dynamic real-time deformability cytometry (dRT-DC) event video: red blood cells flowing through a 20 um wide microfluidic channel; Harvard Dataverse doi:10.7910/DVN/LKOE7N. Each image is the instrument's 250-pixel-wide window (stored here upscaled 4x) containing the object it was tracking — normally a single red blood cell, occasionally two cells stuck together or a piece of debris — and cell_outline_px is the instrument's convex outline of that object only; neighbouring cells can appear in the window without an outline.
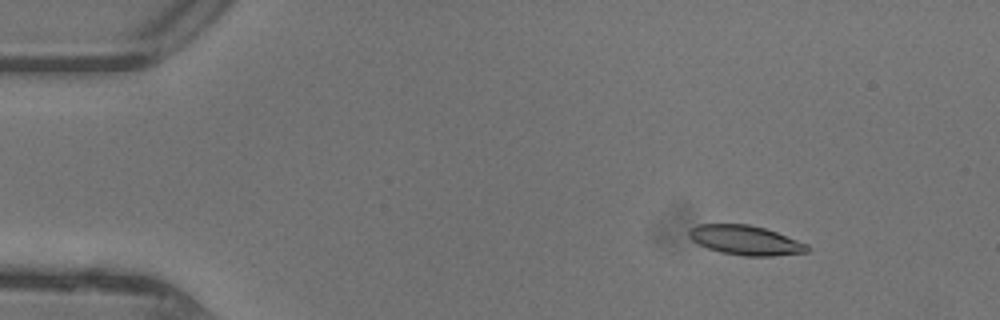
{"species": "common noctule bat (a hibernating species)", "species_latin": "Nyctalus noctula", "temperature_condition": "warm", "stored_images_in_passage": 42, "camera_frame_rate_fps": 3000, "um_per_image_px": 0.085, "animal": {"sex": "female"}, "frame": {"image": 1, "passage_image": 1, "time_ms": 0.0, "image_size_px": [1000, 320], "cell_outline_px": [[808, 252], [772, 256], [744, 256], [720, 252], [708, 248], [692, 240], [688, 236], [688, 232], [696, 224], [748, 224], [764, 228], [776, 232], [808, 244]], "centroid_in_image_um": [63.36, 20.42], "position_along_channel_um": 21.6, "area_um2": 20.23}}
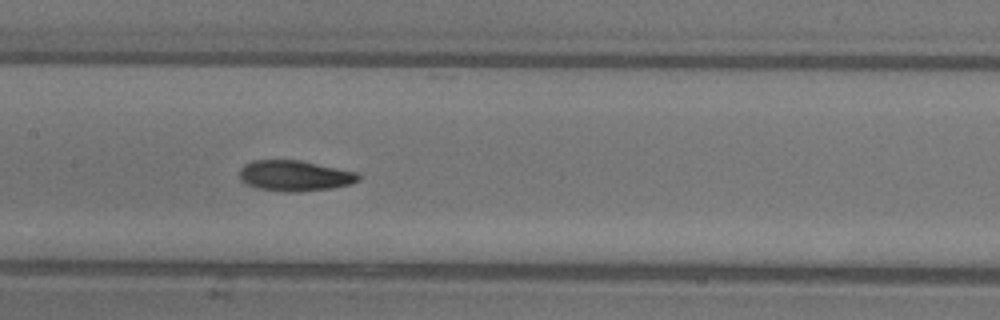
{"frame": {"image": 2, "passage_image": 18, "time_ms": 5.667, "image_size_px": [1000, 320], "cell_outline_px": [[360, 180], [352, 184], [332, 188], [300, 192], [284, 192], [260, 188], [248, 184], [240, 180], [240, 168], [244, 164], [252, 160], [300, 160], [356, 172], [360, 176]], "centroid_in_image_um": [25.06, 14.94], "position_along_channel_um": 182.3, "area_um2": 21.27}}
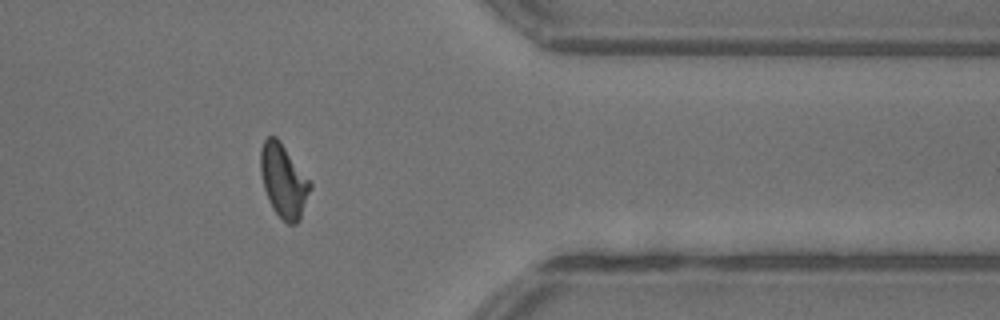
{"frame": {"image": 3, "passage_image": 33, "time_ms": 10.667, "image_size_px": [1000, 320], "cell_outline_px": [[312, 188], [300, 220], [296, 224], [288, 224], [272, 208], [268, 200], [264, 188], [260, 172], [260, 148], [264, 140], [268, 136], [276, 136], [280, 140], [312, 184]], "centroid_in_image_um": [24.1, 15.36], "position_along_channel_um": 387.3, "area_um2": 21.27}, "authors_computed_cell_mechanics": {"area_um2": 20.9236, "velocity_mm_per_s": 4.4336, "shape_relaxation_time_tau1_ms": 3.5645, "shape_relaxation_time_tau2_ms": 2.2755, "deformation_change_tau1": 0.1845, "deformation_change_tau2": 0.0907}}